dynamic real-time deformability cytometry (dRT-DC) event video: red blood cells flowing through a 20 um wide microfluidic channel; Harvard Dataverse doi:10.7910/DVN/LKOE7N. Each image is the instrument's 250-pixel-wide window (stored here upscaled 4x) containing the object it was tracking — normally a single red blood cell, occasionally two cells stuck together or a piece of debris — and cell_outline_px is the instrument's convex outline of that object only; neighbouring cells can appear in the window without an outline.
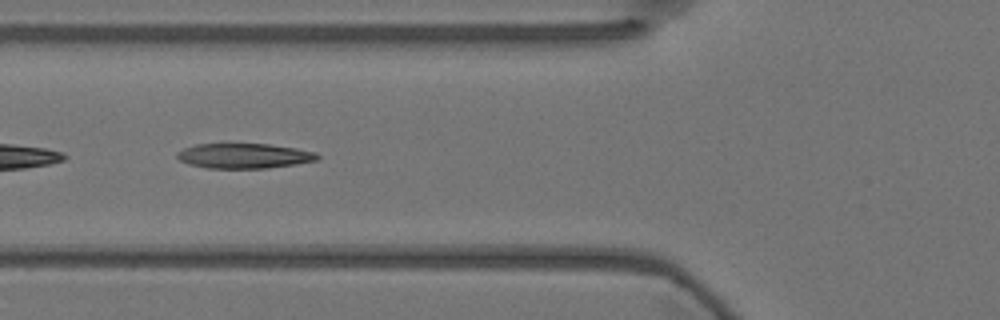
{"species": "Egyptian fruit bat (a non-hibernating species)", "species_latin": "Rousettus aegyptiacus", "temperature_condition": "warm", "stored_images_in_passage": 17, "camera_frame_rate_fps": 3000, "um_per_image_px": 0.085, "animal": {"sex": "female"}, "frame": {"image": 1, "passage_image": 10, "time_ms": 3.0, "image_size_px": [1000, 320], "cell_outline_px": [[320, 156], [316, 160], [268, 168], [208, 168], [188, 164], [180, 160], [176, 156], [176, 152], [184, 148], [196, 144], [268, 144], [296, 148], [316, 152]], "centroid_in_image_um": [20.71, 13.24], "position_along_channel_um": 105.1, "area_um2": 20.29}}